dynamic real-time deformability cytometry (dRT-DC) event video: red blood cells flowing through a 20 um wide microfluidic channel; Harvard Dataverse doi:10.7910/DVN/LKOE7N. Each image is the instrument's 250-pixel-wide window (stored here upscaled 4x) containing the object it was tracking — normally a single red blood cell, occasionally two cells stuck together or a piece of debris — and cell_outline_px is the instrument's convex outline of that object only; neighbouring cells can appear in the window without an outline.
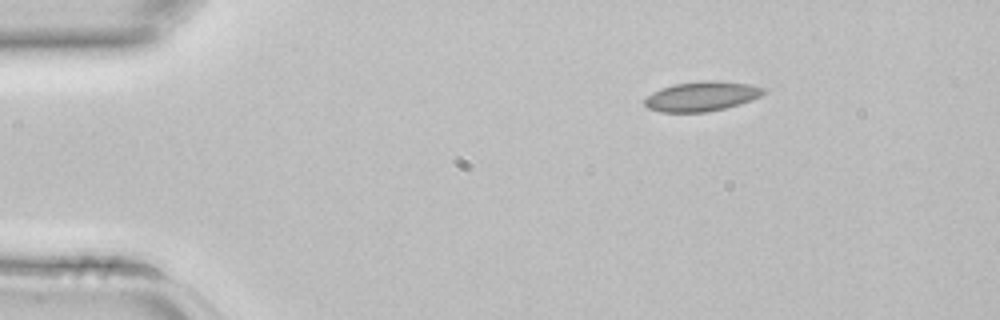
{"species": "common noctule bat (a hibernating species)", "species_latin": "Nyctalus noctula", "temperature_condition": "room temperature", "stored_images_in_passage": 2, "camera_frame_rate_fps": 3000, "um_per_image_px": 0.085, "animal": {"sex": "female", "body_mass_g": 22.7, "forearm_length_mm": 54.2}, "frame": {"image": 1, "passage_image": 1, "time_ms": 0.0, "image_size_px": [1000, 320], "cell_outline_px": [[768, 92], [760, 96], [740, 104], [708, 112], [660, 112], [648, 108], [644, 104], [644, 100], [652, 92], [660, 88], [672, 84], [704, 80], [720, 80], [752, 84], [768, 88]], "centroid_in_image_um": [59.69, 8.17], "position_along_channel_um": 25.3, "area_um2": 20.98}}